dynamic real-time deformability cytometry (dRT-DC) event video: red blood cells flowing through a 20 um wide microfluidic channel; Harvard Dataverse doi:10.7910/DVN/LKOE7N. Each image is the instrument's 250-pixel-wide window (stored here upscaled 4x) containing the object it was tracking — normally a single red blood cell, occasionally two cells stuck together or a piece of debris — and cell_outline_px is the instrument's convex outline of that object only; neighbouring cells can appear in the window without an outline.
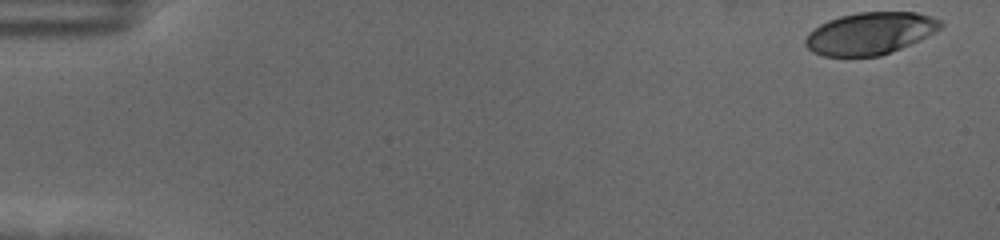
{"species": "human", "species_latin": "Homo sapiens", "temperature_condition": "cold", "stored_images_in_passage": 57, "camera_frame_rate_fps": 3000, "um_per_image_px": 0.085, "donor": {"sex": "female"}, "frame": {"image": 1, "passage_image": 1, "time_ms": 0.0, "image_size_px": [1000, 240], "cell_outline_px": [[944, 24], [940, 28], [928, 36], [920, 40], [880, 56], [824, 56], [812, 52], [804, 44], [804, 40], [808, 32], [820, 24], [828, 20], [840, 16], [856, 12], [916, 12], [932, 16], [940, 20]], "centroid_in_image_um": [73.94, 2.83], "position_along_channel_um": 11.1, "area_um2": 33.29}}
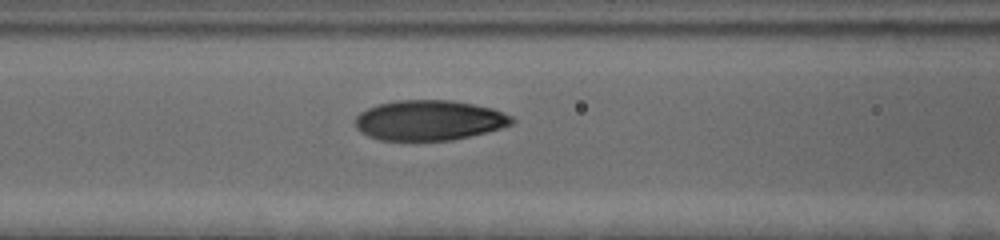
{"frame": {"image": 2, "passage_image": 24, "time_ms": 7.667, "image_size_px": [1000, 240], "cell_outline_px": [[516, 120], [512, 124], [500, 128], [452, 140], [380, 140], [368, 136], [360, 132], [356, 128], [356, 116], [360, 112], [368, 108], [380, 104], [396, 100], [452, 100], [492, 108], [512, 116]], "centroid_in_image_um": [36.46, 10.22], "position_along_channel_um": 130.1, "area_um2": 36.47}}
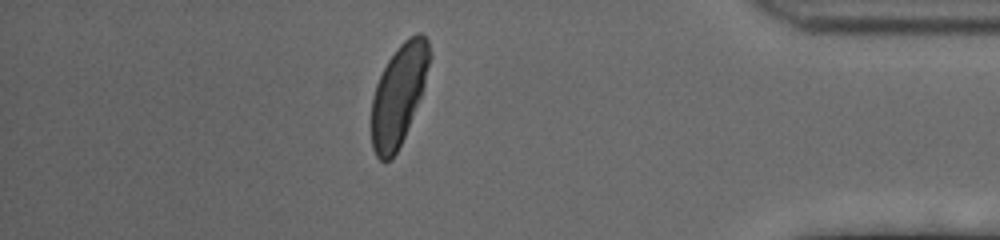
{"frame": {"image": 3, "passage_image": 50, "time_ms": 16.333, "image_size_px": [1000, 240], "cell_outline_px": [[432, 56], [424, 84], [420, 96], [404, 136], [392, 160], [384, 164], [376, 156], [372, 148], [372, 96], [376, 84], [388, 60], [396, 48], [408, 36], [416, 32], [420, 32], [428, 40]], "centroid_in_image_um": [33.89, 8.03], "position_along_channel_um": 401.3, "area_um2": 33.93}, "authors_computed_cell_mechanics": {"area_um2": 35.3736, "velocity_mm_per_s": 3.514, "shape_relaxation_time_tau1_ms": 3.744, "shape_relaxation_time_tau2_ms": null, "deformation_change_tau1": 0.1695, "deformation_change_tau2": null}}